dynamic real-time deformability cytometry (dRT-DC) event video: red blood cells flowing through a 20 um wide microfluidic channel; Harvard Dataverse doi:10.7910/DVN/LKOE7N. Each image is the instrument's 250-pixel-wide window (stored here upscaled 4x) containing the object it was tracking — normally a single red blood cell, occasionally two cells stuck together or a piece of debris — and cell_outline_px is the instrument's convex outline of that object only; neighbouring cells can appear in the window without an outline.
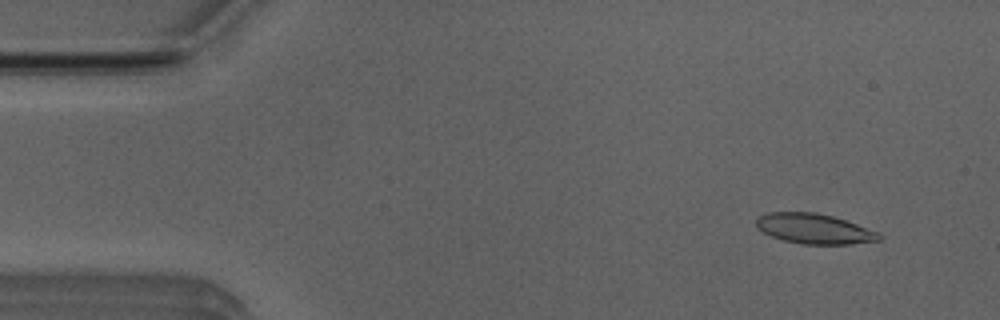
{"species": "Egyptian fruit bat (a non-hibernating species)", "species_latin": "Rousettus aegyptiacus", "temperature_condition": "room temperature", "stored_images_in_passage": 51, "camera_frame_rate_fps": 3000, "um_per_image_px": 0.085, "animal": {"sex": "male"}, "frame": {"image": 1, "passage_image": 4, "time_ms": 1.0, "image_size_px": [1000, 320], "cell_outline_px": [[880, 240], [852, 244], [804, 244], [784, 240], [772, 236], [756, 228], [756, 216], [768, 212], [816, 212], [832, 216], [880, 232]], "centroid_in_image_um": [69.18, 19.43], "position_along_channel_um": 15.8, "area_um2": 21.5}}
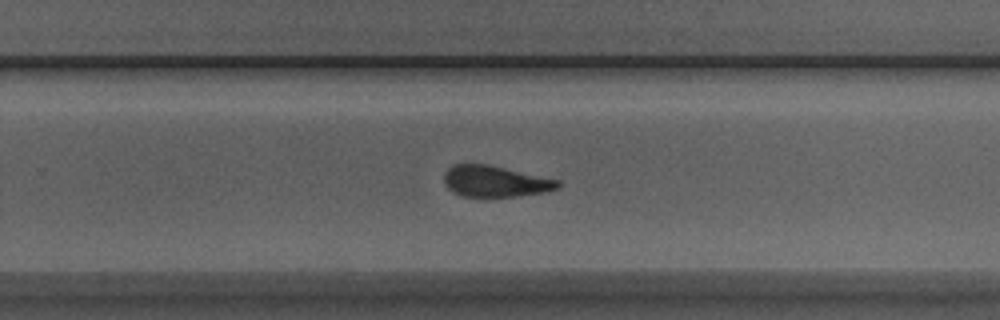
{"frame": {"image": 2, "passage_image": 32, "time_ms": 10.333, "image_size_px": [1000, 320], "cell_outline_px": [[560, 188], [544, 192], [516, 196], [460, 196], [452, 192], [444, 184], [444, 172], [452, 164], [488, 164], [560, 180]], "centroid_in_image_um": [42.07, 15.4], "position_along_channel_um": 287.7, "area_um2": 20.75}}
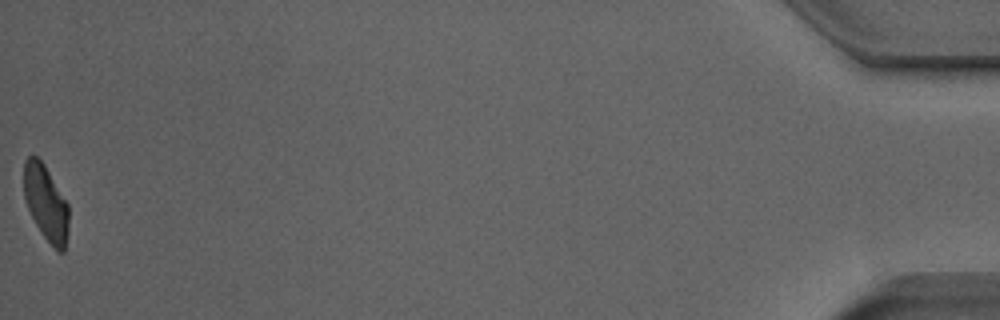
{"frame": {"image": 3, "passage_image": 51, "time_ms": 16.667, "image_size_px": [1000, 320], "cell_outline_px": [[68, 232], [64, 252], [56, 252], [44, 236], [36, 224], [28, 208], [24, 196], [24, 160], [28, 156], [36, 156], [44, 164], [68, 204]], "centroid_in_image_um": [3.91, 17.27], "position_along_channel_um": 431.3, "area_um2": 19.59}, "authors_computed_cell_mechanics": {"area_um2": 21.5016, "velocity_mm_per_s": 3.9524, "shape_relaxation_time_tau1_ms": 4.7364, "shape_relaxation_time_tau2_ms": 2.2518, "deformation_change_tau1": 0.1763, "deformation_change_tau2": 0.1182}}